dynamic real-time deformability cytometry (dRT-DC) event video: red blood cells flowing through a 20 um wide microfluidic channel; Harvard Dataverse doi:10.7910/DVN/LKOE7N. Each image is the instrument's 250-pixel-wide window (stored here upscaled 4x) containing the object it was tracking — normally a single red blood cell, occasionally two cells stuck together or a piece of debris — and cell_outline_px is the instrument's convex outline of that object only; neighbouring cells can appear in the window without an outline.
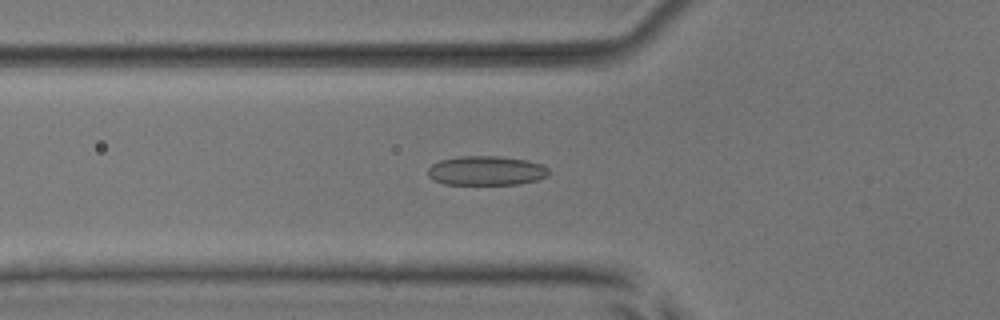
{"species": "common noctule bat (a hibernating species)", "species_latin": "Nyctalus noctula", "temperature_condition": "room temperature", "stored_images_in_passage": 45, "camera_frame_rate_fps": 3000, "um_per_image_px": 0.085, "animal": {"sex": "male", "body_mass_g": 17.9, "forearm_length_mm": 54.2}, "frame": {"image": 1, "passage_image": 10, "time_ms": 3.0, "image_size_px": [1000, 320], "cell_outline_px": [[548, 176], [536, 180], [520, 184], [444, 184], [432, 180], [428, 176], [428, 168], [432, 164], [440, 160], [460, 156], [500, 156], [528, 160], [544, 164], [548, 168]], "centroid_in_image_um": [41.34, 14.5], "position_along_channel_um": 84.5, "area_um2": 20.87}}
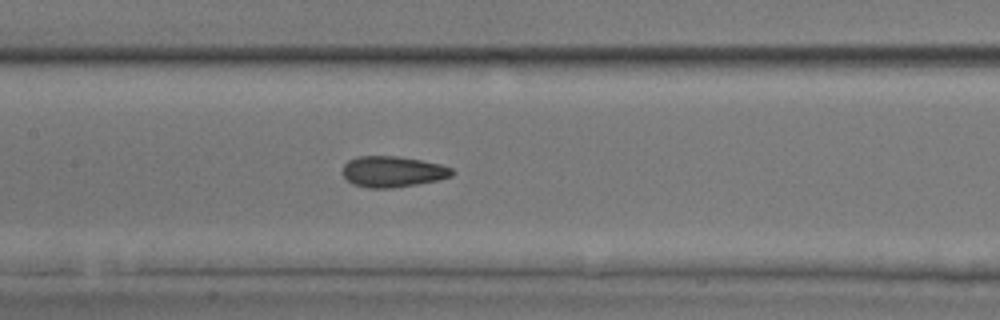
{"frame": {"image": 2, "passage_image": 17, "time_ms": 5.333, "image_size_px": [1000, 320], "cell_outline_px": [[456, 172], [452, 176], [440, 180], [392, 188], [368, 188], [352, 184], [340, 172], [344, 164], [348, 160], [360, 156], [396, 156], [420, 160], [440, 164], [452, 168]], "centroid_in_image_um": [33.37, 14.59], "position_along_channel_um": 174.0, "area_um2": 19.88}}
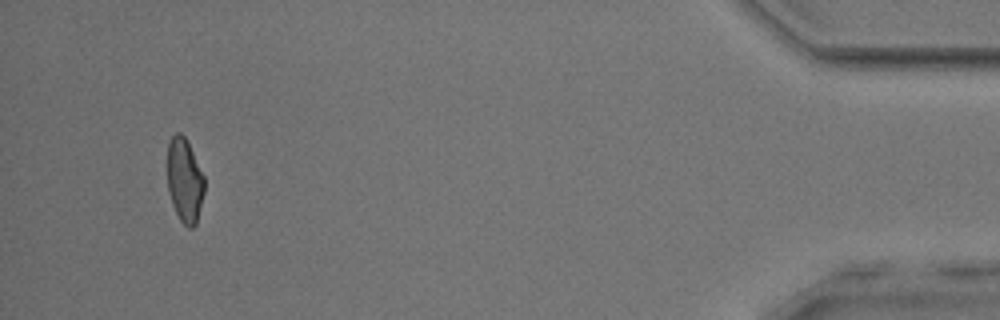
{"frame": {"image": 3, "passage_image": 42, "time_ms": 13.667, "image_size_px": [1000, 320], "cell_outline_px": [[204, 192], [196, 224], [192, 228], [188, 228], [180, 220], [172, 204], [168, 192], [168, 144], [172, 136], [176, 132], [180, 132], [184, 136], [204, 176]], "centroid_in_image_um": [15.69, 15.35], "position_along_channel_um": 419.5, "area_um2": 17.92}, "authors_computed_cell_mechanics": {"area_um2": 19.363, "velocity_mm_per_s": 3.8272, "shape_relaxation_time_tau1_ms": 4.8138, "shape_relaxation_time_tau2_ms": 1.6516, "deformation_change_tau1": 0.1224, "deformation_change_tau2": 0.0705}}